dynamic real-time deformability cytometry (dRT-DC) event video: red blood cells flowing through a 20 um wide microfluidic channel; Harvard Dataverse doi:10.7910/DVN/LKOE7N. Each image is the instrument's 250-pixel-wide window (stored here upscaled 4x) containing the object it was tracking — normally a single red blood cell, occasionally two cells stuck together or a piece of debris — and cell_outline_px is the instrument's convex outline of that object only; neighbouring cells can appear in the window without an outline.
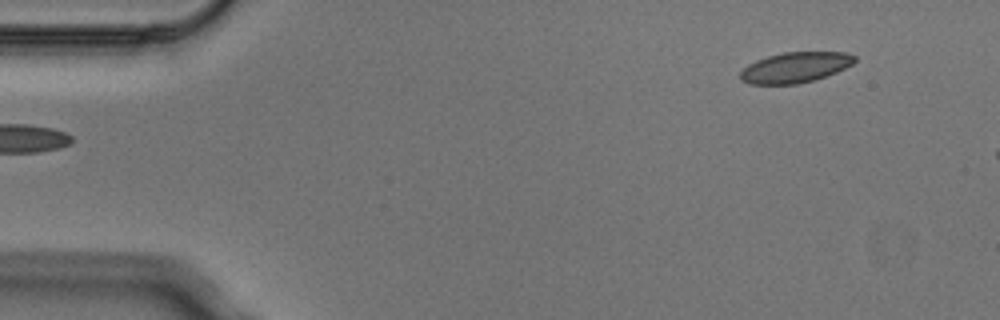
{"species": "Egyptian fruit bat (a non-hibernating species)", "species_latin": "Rousettus aegyptiacus", "temperature_condition": "cold", "stored_images_in_passage": 4, "segment_of_instrument_passage": [2, 2], "camera_frame_rate_fps": 3000, "um_per_image_px": 0.085, "animal": {"sex": "male"}, "frame": {"image": 1, "passage_image": 4, "time_ms": 1.0, "image_size_px": [1000, 320], "cell_outline_px": [[856, 60], [852, 64], [836, 72], [816, 80], [796, 84], [748, 84], [740, 80], [740, 72], [748, 64], [756, 60], [768, 56], [784, 52], [848, 52], [856, 56]], "centroid_in_image_um": [67.59, 5.73], "position_along_channel_um": 17.4, "area_um2": 20.4}}